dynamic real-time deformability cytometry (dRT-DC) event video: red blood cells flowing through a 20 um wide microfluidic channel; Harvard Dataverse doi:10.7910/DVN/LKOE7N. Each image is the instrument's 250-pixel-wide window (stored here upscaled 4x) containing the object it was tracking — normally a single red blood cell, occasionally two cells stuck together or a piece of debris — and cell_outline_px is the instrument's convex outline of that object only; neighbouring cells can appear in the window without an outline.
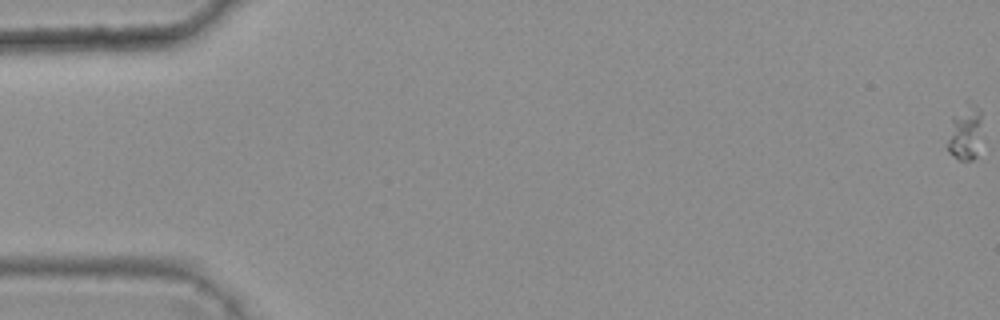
{"species": "common noctule bat (a hibernating species)", "species_latin": "Nyctalus noctula", "temperature_condition": "warm", "stored_images_in_passage": 6, "segment_of_instrument_passage": [1, 2], "camera_frame_rate_fps": 3000, "um_per_image_px": 0.085, "animal": {"sex": "female", "body_mass_g": 25.1}, "frame": {"image": 1, "passage_image": 1, "time_ms": 0.0, "image_size_px": [1000, 320], "cell_outline_px": [[980, 120], [976, 156], [972, 160], [960, 160], [948, 152], [948, 140], [952, 116], [976, 104], [980, 112]], "centroid_in_image_um": [82.0, 11.38], "position_along_channel_um": 3.0, "area_um2": 10.06}}
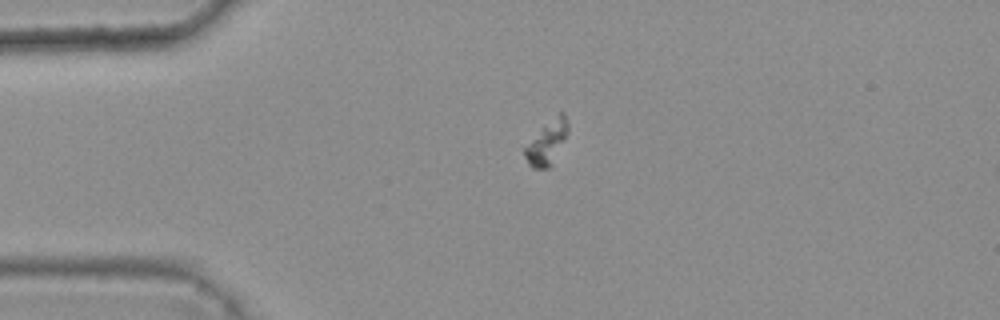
{"frame": {"image": 2, "passage_image": 4, "time_ms": 1.0, "image_size_px": [1000, 320], "cell_outline_px": [[568, 132], [552, 164], [548, 168], [532, 168], [528, 164], [524, 156], [524, 148], [540, 128], [560, 112], [564, 112], [568, 124]], "centroid_in_image_um": [46.48, 12.12], "position_along_channel_um": 38.5, "area_um2": 10.81}}